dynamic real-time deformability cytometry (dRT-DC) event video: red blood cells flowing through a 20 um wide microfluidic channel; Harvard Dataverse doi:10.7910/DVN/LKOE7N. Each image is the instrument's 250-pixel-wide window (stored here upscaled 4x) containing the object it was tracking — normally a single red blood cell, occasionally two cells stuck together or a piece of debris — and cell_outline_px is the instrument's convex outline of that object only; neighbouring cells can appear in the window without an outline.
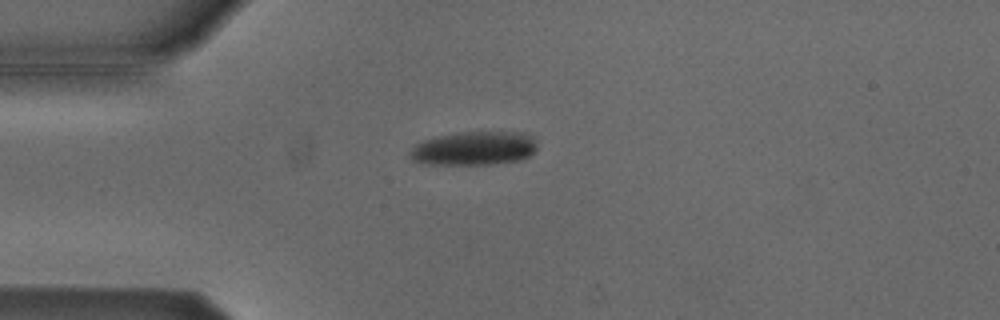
{"species": "Egyptian fruit bat (a non-hibernating species)", "species_latin": "Rousettus aegyptiacus", "temperature_condition": "cold", "stored_images_in_passage": 5, "camera_frame_rate_fps": 3000, "um_per_image_px": 0.085, "animal": {"sex": "male"}, "frame": {"image": 1, "passage_image": 3, "time_ms": 0.667, "image_size_px": [1000, 320], "cell_outline_px": [[536, 148], [532, 156], [520, 160], [492, 164], [428, 164], [412, 160], [408, 156], [408, 152], [416, 144], [424, 140], [436, 136], [468, 132], [520, 132], [532, 136], [536, 144]], "centroid_in_image_um": [40.3, 12.62], "position_along_channel_um": 44.7, "area_um2": 25.03}}